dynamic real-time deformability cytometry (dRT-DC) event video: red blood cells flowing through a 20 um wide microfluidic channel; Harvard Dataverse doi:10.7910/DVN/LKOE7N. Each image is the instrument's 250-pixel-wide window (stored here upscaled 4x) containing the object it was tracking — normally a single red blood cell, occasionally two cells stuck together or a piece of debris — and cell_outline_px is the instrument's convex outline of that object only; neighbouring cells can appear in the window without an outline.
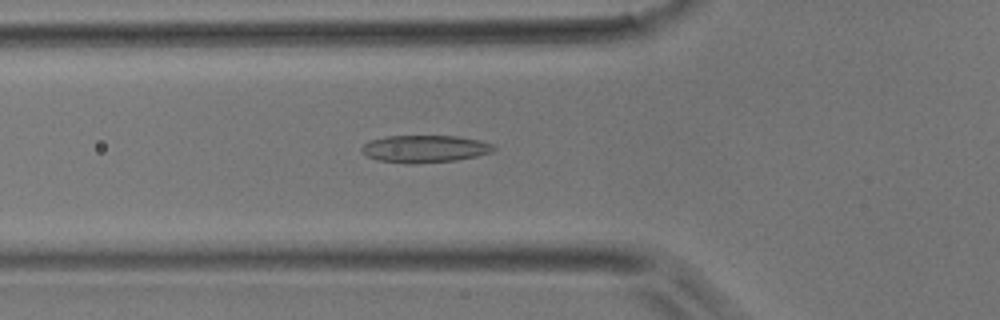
{"species": "common noctule bat (a hibernating species)", "species_latin": "Nyctalus noctula", "temperature_condition": "room temperature", "stored_images_in_passage": 35, "camera_frame_rate_fps": 3000, "um_per_image_px": 0.085, "animal": {"sex": "male", "body_mass_g": 17.9}, "frame": {"image": 1, "passage_image": 16, "time_ms": 5.0, "image_size_px": [1000, 320], "cell_outline_px": [[496, 148], [492, 152], [476, 156], [456, 160], [416, 164], [408, 164], [376, 160], [360, 152], [360, 148], [364, 144], [372, 140], [384, 136], [456, 136], [480, 140], [496, 144]], "centroid_in_image_um": [36.11, 12.65], "position_along_channel_um": 89.7, "area_um2": 21.27}}
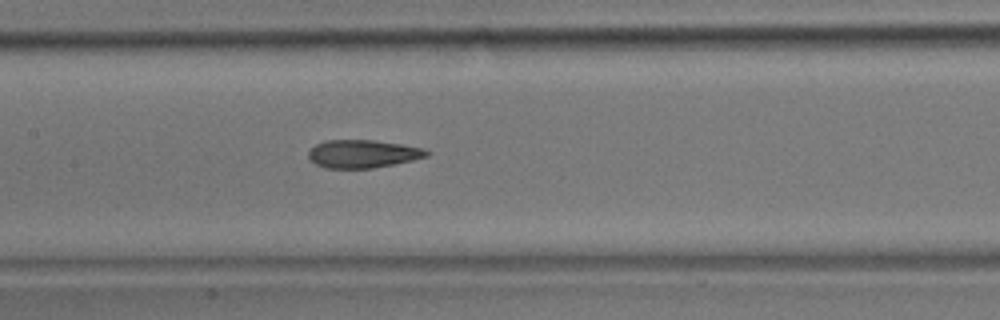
{"frame": {"image": 2, "passage_image": 22, "time_ms": 7.0, "image_size_px": [1000, 320], "cell_outline_px": [[432, 152], [428, 156], [412, 160], [372, 168], [324, 168], [308, 160], [308, 152], [316, 144], [324, 140], [372, 140], [400, 144], [424, 148]], "centroid_in_image_um": [30.82, 13.07], "position_along_channel_um": 176.6, "area_um2": 19.31}}
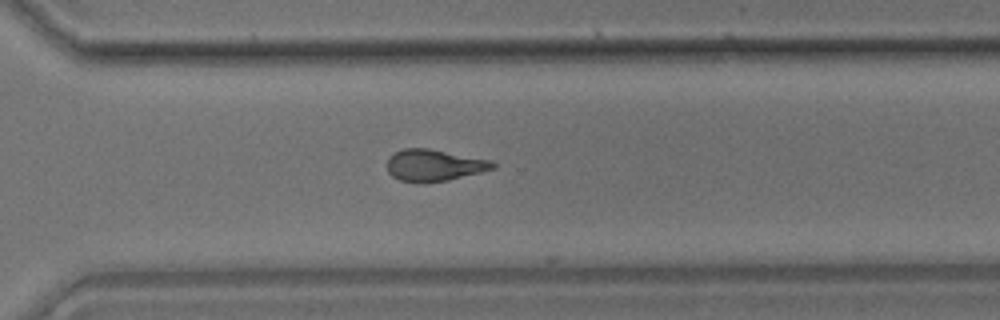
{"frame": {"image": 3, "passage_image": 33, "time_ms": 10.667, "image_size_px": [1000, 320], "cell_outline_px": [[496, 168], [448, 180], [420, 184], [416, 184], [400, 180], [392, 176], [388, 172], [388, 156], [392, 152], [404, 148], [428, 148], [492, 160], [496, 164]], "centroid_in_image_um": [36.87, 14.05], "position_along_channel_um": 333.7, "area_um2": 19.83}}